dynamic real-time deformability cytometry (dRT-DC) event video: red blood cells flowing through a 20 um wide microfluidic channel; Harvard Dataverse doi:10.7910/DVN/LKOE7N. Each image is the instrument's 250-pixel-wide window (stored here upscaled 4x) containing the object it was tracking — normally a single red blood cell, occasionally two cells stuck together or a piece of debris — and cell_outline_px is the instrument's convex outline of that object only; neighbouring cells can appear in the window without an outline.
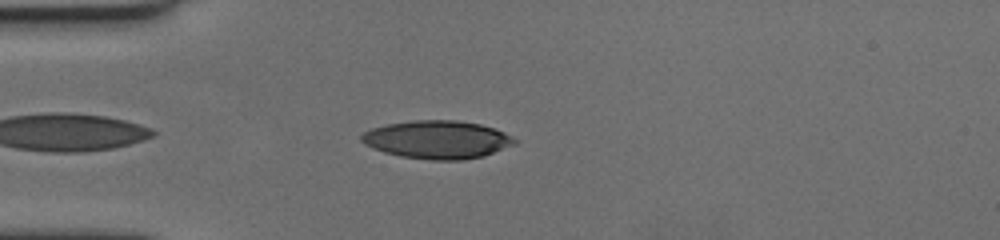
{"species": "human", "species_latin": "Homo sapiens", "temperature_condition": "cold", "stored_images_in_passage": 47, "camera_frame_rate_fps": 3000, "um_per_image_px": 0.085, "donor": {"sex": "female"}, "frame": {"image": 1, "passage_image": 4, "time_ms": 1.0, "image_size_px": [1000, 240], "cell_outline_px": [[516, 144], [484, 156], [464, 160], [432, 160], [400, 156], [384, 152], [372, 148], [364, 144], [360, 140], [360, 136], [364, 132], [372, 128], [388, 124], [416, 120], [456, 120], [480, 124], [504, 132], [512, 136], [516, 140]], "centroid_in_image_um": [37.17, 11.87], "position_along_channel_um": 47.8, "area_um2": 33.99}}
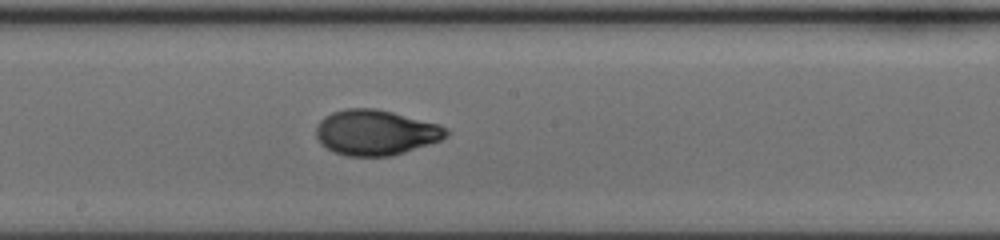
{"frame": {"image": 2, "passage_image": 20, "time_ms": 6.333, "image_size_px": [1000, 240], "cell_outline_px": [[448, 136], [440, 140], [392, 156], [348, 156], [336, 152], [320, 144], [316, 136], [316, 124], [324, 116], [332, 112], [344, 108], [376, 108], [440, 124], [448, 128]], "centroid_in_image_um": [31.92, 11.25], "position_along_channel_um": 216.3, "area_um2": 34.45}}
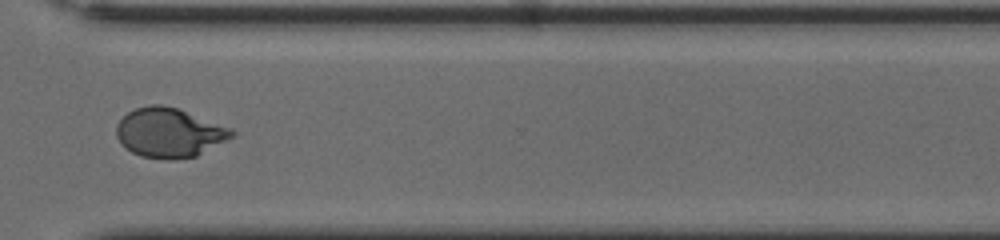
{"frame": {"image": 3, "passage_image": 32, "time_ms": 10.333, "image_size_px": [1000, 240], "cell_outline_px": [[236, 136], [196, 156], [172, 160], [164, 160], [140, 156], [124, 148], [120, 144], [116, 136], [116, 124], [128, 112], [136, 108], [148, 104], [160, 104], [176, 108], [232, 128], [236, 132]], "centroid_in_image_um": [14.38, 11.29], "position_along_channel_um": 356.2, "area_um2": 33.52}, "authors_computed_cell_mechanics": {"area_um2": 33.8708, "velocity_mm_per_s": 3.484, "shape_relaxation_time_tau1_ms": 4.94, "shape_relaxation_time_tau2_ms": 1.1234, "deformation_change_tau1": 0.2149, "deformation_change_tau2": 0.0478}}